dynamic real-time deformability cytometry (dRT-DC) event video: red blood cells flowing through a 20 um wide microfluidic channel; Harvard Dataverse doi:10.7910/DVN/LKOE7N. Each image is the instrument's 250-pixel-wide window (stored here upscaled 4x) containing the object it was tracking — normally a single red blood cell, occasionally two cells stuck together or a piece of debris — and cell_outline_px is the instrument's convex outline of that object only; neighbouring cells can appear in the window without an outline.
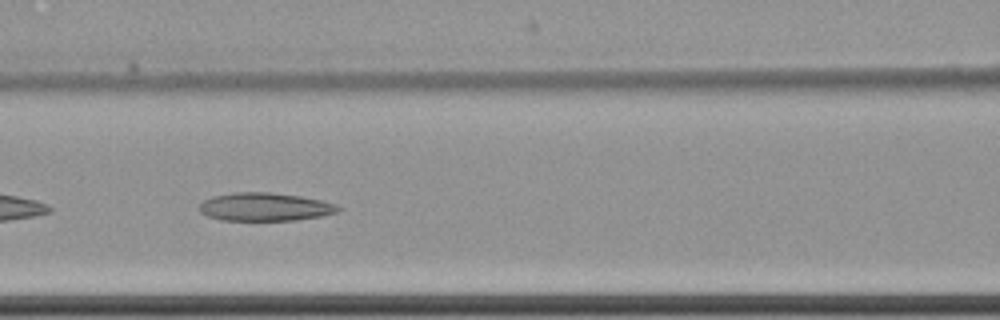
{"species": "common noctule bat (a hibernating species)", "species_latin": "Nyctalus noctula", "temperature_condition": "cold", "stored_images_in_passage": 41, "camera_frame_rate_fps": 3000, "um_per_image_px": 0.085, "animal": {"sex": "female", "body_mass_g": 22.7, "forearm_length_mm": 54.2}, "frame": {"image": 1, "passage_image": 8, "time_ms": 2.333, "image_size_px": [1000, 320], "cell_outline_px": [[340, 208], [336, 212], [320, 216], [296, 220], [220, 220], [208, 216], [200, 212], [200, 204], [204, 200], [212, 196], [236, 192], [268, 192], [300, 196], [320, 200], [336, 204]], "centroid_in_image_um": [22.49, 17.58], "position_along_channel_um": 144.1, "area_um2": 22.6}}
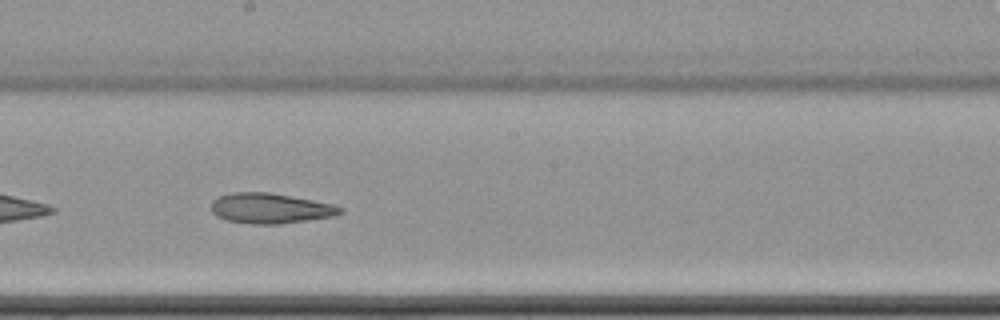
{"frame": {"image": 2, "passage_image": 15, "time_ms": 4.667, "image_size_px": [1000, 320], "cell_outline_px": [[344, 212], [332, 216], [308, 220], [280, 224], [252, 224], [228, 220], [216, 216], [212, 212], [212, 200], [220, 196], [232, 192], [268, 192], [312, 200], [332, 204], [344, 208]], "centroid_in_image_um": [22.97, 17.71], "position_along_channel_um": 225.2, "area_um2": 22.6}}
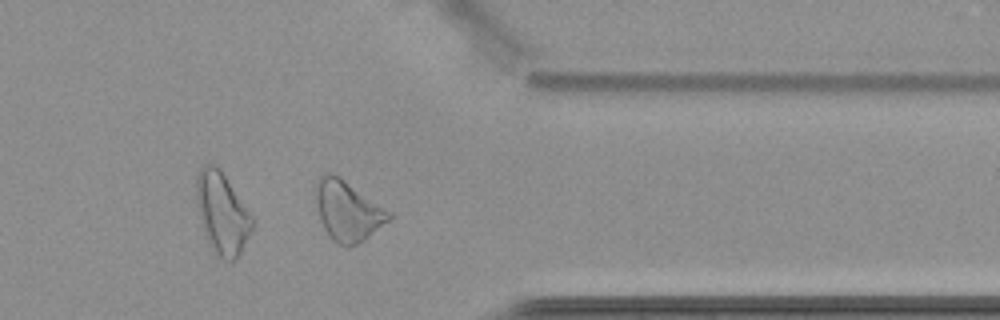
{"frame": {"image": 3, "passage_image": 29, "time_ms": 9.333, "image_size_px": [1000, 320], "cell_outline_px": [[392, 216], [388, 220], [364, 240], [348, 248], [332, 240], [312, 212], [312, 200], [316, 180], [320, 176], [328, 172], [332, 172], [340, 176], [392, 212]], "centroid_in_image_um": [29.43, 17.88], "position_along_channel_um": 382.0, "area_um2": 26.65}}